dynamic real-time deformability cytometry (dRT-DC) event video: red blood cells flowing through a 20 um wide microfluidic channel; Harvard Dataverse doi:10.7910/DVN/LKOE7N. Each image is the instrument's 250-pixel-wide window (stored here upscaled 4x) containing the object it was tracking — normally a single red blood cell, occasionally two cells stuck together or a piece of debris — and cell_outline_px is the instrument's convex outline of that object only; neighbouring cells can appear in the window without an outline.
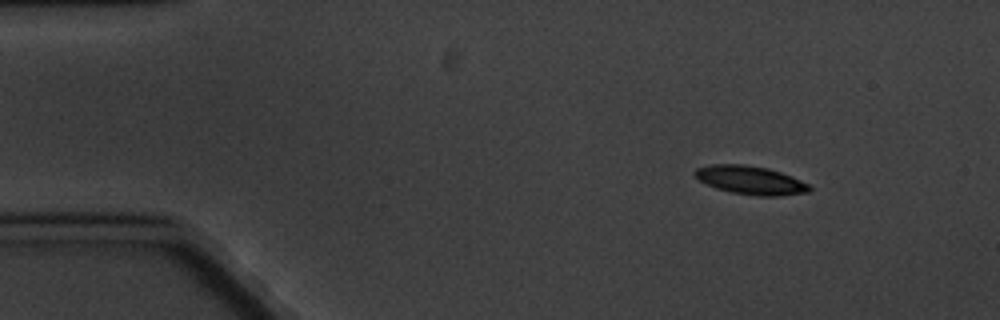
{"species": "common noctule bat (a hibernating species)", "species_latin": "Nyctalus noctula", "temperature_condition": "cold", "stored_images_in_passage": 7, "camera_frame_rate_fps": 3000, "um_per_image_px": 0.085, "animal": {"sex": "male", "body_mass_g": 20.1, "forearm_length_mm": 53.5}, "frame": {"image": 1, "passage_image": 2, "time_ms": 1.0, "image_size_px": [1000, 320], "cell_outline_px": [[812, 188], [808, 192], [780, 196], [756, 196], [732, 192], [716, 188], [704, 184], [692, 172], [696, 168], [712, 164], [744, 164], [768, 168], [792, 176], [808, 184]], "centroid_in_image_um": [63.78, 15.31], "position_along_channel_um": 21.2, "area_um2": 19.07}}
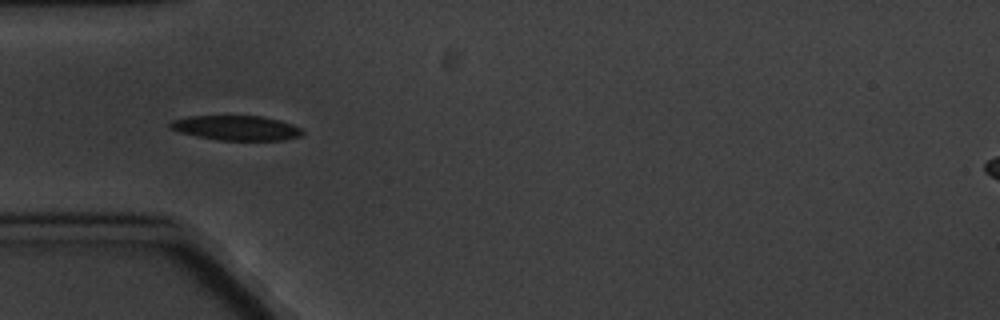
{"frame": {"image": 2, "passage_image": 5, "time_ms": 4.667, "image_size_px": [1000, 320], "cell_outline_px": [[304, 132], [300, 136], [284, 140], [220, 140], [180, 132], [168, 128], [168, 124], [172, 120], [188, 116], [260, 116], [280, 120], [292, 124], [300, 128]], "centroid_in_image_um": [20.08, 10.87], "position_along_channel_um": 64.9, "area_um2": 18.96}}